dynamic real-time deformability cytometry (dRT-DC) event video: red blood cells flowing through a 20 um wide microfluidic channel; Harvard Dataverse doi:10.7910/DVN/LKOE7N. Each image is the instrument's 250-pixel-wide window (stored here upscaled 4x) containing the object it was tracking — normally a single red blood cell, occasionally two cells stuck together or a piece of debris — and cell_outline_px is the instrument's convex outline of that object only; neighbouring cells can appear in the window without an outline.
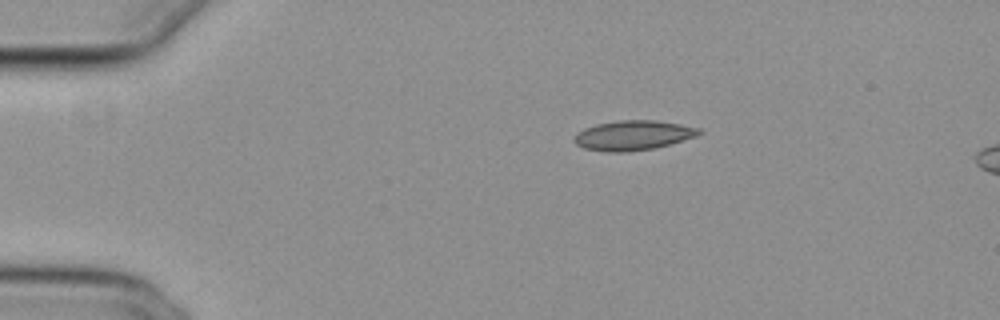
{"species": "common noctule bat (a hibernating species)", "species_latin": "Nyctalus noctula", "temperature_condition": "cold", "stored_images_in_passage": 44, "camera_frame_rate_fps": 3000, "um_per_image_px": 0.085, "animal": {"sex": "female", "body_mass_g": 29.2, "forearm_length_mm": 56.3}, "frame": {"image": 1, "passage_image": 1, "time_ms": 0.0, "image_size_px": [1000, 320], "cell_outline_px": [[704, 132], [696, 136], [668, 144], [652, 148], [624, 152], [604, 152], [584, 148], [576, 144], [572, 140], [572, 136], [576, 132], [584, 128], [596, 124], [616, 120], [656, 120], [680, 124], [700, 128]], "centroid_in_image_um": [53.75, 11.49], "position_along_channel_um": 31.2, "area_um2": 21.73}}
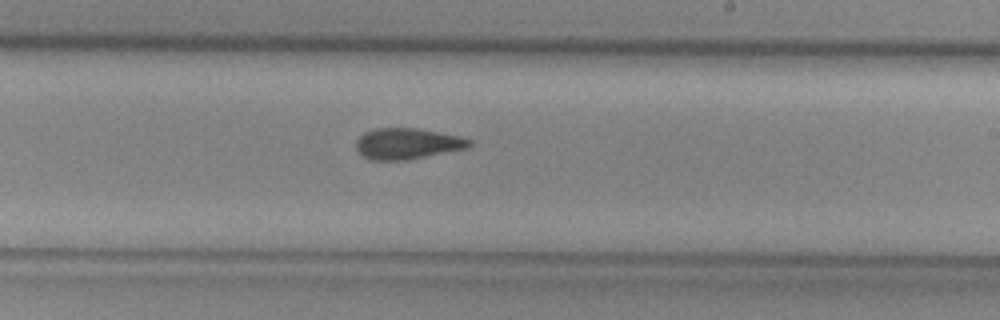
{"frame": {"image": 2, "passage_image": 23, "time_ms": 7.333, "image_size_px": [1000, 320], "cell_outline_px": [[472, 144], [468, 148], [408, 160], [368, 160], [360, 156], [356, 148], [356, 140], [364, 132], [376, 128], [416, 128], [460, 136], [472, 140]], "centroid_in_image_um": [34.6, 12.22], "position_along_channel_um": 254.4, "area_um2": 20.69}}
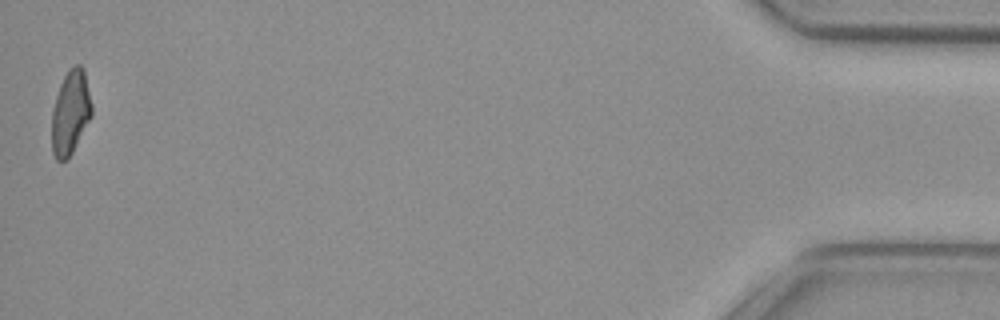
{"frame": {"image": 3, "passage_image": 44, "time_ms": 14.333, "image_size_px": [1000, 320], "cell_outline_px": [[92, 116], [72, 152], [64, 160], [56, 160], [52, 152], [52, 112], [56, 96], [60, 84], [68, 68], [76, 64], [80, 64], [84, 68], [92, 104]], "centroid_in_image_um": [6.0, 9.52], "position_along_channel_um": 429.2, "area_um2": 19.59}, "authors_computed_cell_mechanics": {"area_um2": 20.6635, "velocity_mm_per_s": 3.8512, "shape_relaxation_time_tau1_ms": 9.8427, "shape_relaxation_time_tau2_ms": 3.526, "deformation_change_tau1": 0.1927, "deformation_change_tau2": 0.0932}}